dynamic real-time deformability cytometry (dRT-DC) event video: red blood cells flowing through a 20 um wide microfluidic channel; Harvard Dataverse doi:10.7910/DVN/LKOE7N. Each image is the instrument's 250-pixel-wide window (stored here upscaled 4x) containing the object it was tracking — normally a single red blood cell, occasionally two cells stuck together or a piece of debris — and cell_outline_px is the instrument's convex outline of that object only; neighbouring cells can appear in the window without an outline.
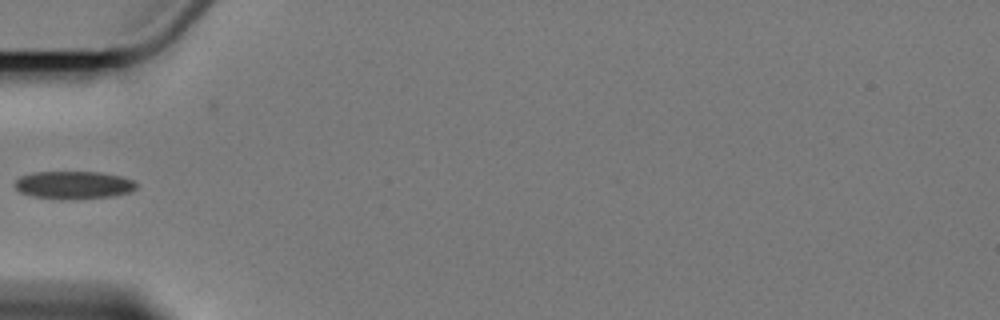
{"species": "Egyptian fruit bat (a non-hibernating species)", "species_latin": "Rousettus aegyptiacus", "temperature_condition": "cold", "stored_images_in_passage": 6, "camera_frame_rate_fps": 3000, "um_per_image_px": 0.085, "animal": {"sex": "female"}, "frame": {"image": 1, "passage_image": 5, "time_ms": 4.667, "image_size_px": [1000, 320], "cell_outline_px": [[140, 184], [132, 192], [112, 196], [76, 200], [72, 200], [32, 196], [20, 192], [12, 184], [20, 176], [32, 172], [100, 172], [120, 176], [136, 180]], "centroid_in_image_um": [6.3, 15.73], "position_along_channel_um": 78.7, "area_um2": 20.11}}
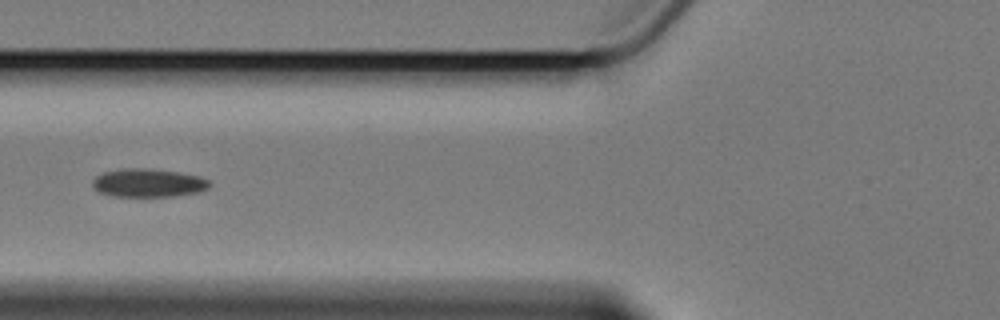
{"frame": {"image": 2, "passage_image": 6, "time_ms": 5.667, "image_size_px": [1000, 320], "cell_outline_px": [[212, 184], [208, 188], [200, 192], [172, 196], [112, 196], [100, 192], [92, 188], [92, 180], [96, 176], [104, 172], [120, 168], [148, 168], [180, 172], [200, 176], [208, 180]], "centroid_in_image_um": [12.6, 15.54], "position_along_channel_um": 113.2, "area_um2": 19.54}}